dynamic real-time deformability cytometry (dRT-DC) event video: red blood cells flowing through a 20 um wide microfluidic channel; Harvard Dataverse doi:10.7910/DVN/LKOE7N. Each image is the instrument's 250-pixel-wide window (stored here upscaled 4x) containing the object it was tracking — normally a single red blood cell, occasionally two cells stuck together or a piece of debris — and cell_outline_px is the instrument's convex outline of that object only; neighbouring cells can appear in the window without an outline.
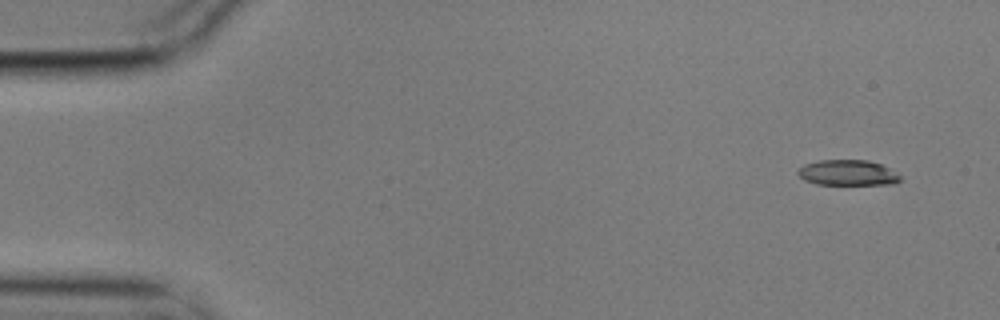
{"species": "common noctule bat (a hibernating species)", "species_latin": "Nyctalus noctula", "temperature_condition": "cold", "stored_images_in_passage": 4, "camera_frame_rate_fps": 3000, "um_per_image_px": 0.085, "animal": {"sex": "male", "body_mass_g": 17.9}, "frame": {"image": 1, "passage_image": 1, "time_ms": 0.0, "image_size_px": [1000, 320], "cell_outline_px": [[900, 180], [896, 184], [816, 184], [804, 180], [796, 172], [804, 164], [820, 160], [868, 160], [880, 164], [888, 168], [900, 176]], "centroid_in_image_um": [72.03, 14.68], "position_along_channel_um": 13.0, "area_um2": 15.09}}
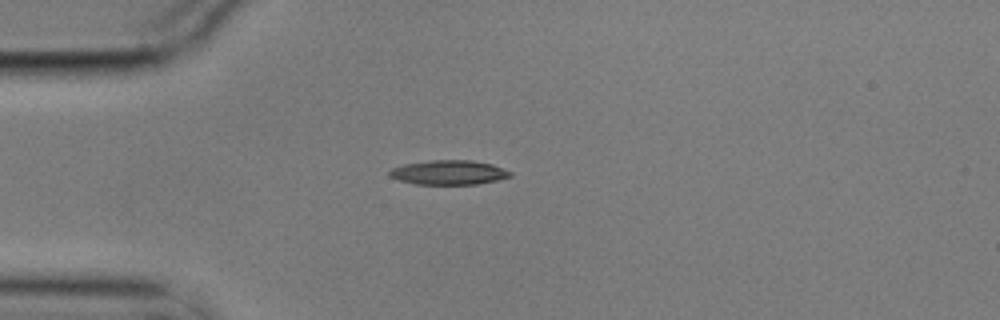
{"frame": {"image": 2, "passage_image": 4, "time_ms": 1.0, "image_size_px": [1000, 320], "cell_outline_px": [[512, 176], [496, 180], [476, 184], [416, 184], [400, 180], [388, 176], [388, 172], [392, 168], [404, 164], [432, 160], [472, 160], [492, 164], [512, 172]], "centroid_in_image_um": [38.14, 14.65], "position_along_channel_um": 46.9, "area_um2": 17.11}}